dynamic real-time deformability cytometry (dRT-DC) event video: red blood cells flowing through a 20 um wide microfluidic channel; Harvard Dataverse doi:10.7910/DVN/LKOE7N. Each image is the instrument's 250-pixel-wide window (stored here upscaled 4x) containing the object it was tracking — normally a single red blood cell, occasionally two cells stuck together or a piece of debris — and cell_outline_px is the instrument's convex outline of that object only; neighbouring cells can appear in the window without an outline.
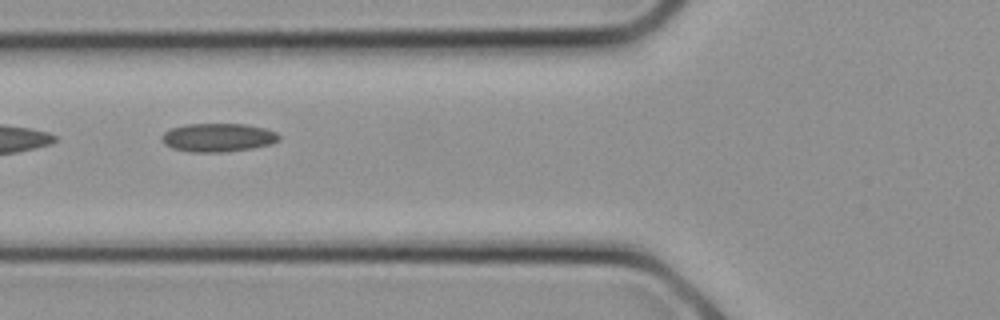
{"species": "common noctule bat (a hibernating species)", "species_latin": "Nyctalus noctula", "temperature_condition": "cold", "stored_images_in_passage": 20, "camera_frame_rate_fps": 3000, "um_per_image_px": 0.085, "animal": {"sex": "female", "body_mass_g": 21.9}, "frame": {"image": 1, "passage_image": 4, "time_ms": 1.0, "image_size_px": [1000, 320], "cell_outline_px": [[280, 140], [272, 144], [252, 148], [228, 152], [188, 152], [172, 148], [164, 144], [160, 140], [160, 136], [164, 132], [172, 128], [184, 124], [244, 124], [264, 128], [276, 132], [280, 136]], "centroid_in_image_um": [18.51, 11.7], "position_along_channel_um": 107.3, "area_um2": 19.71}}
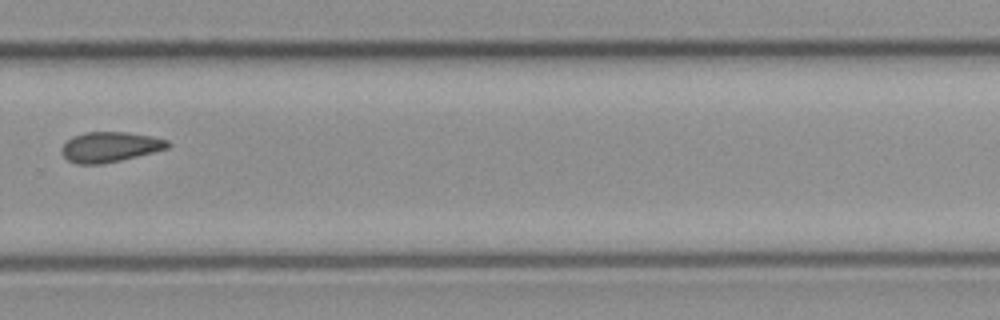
{"frame": {"image": 2, "passage_image": 12, "time_ms": 3.667, "image_size_px": [1000, 320], "cell_outline_px": [[172, 144], [168, 148], [120, 160], [100, 164], [76, 164], [68, 160], [60, 152], [60, 148], [72, 136], [84, 132], [128, 132], [152, 136], [168, 140]], "centroid_in_image_um": [9.33, 12.48], "position_along_channel_um": 320.5, "area_um2": 18.67}}